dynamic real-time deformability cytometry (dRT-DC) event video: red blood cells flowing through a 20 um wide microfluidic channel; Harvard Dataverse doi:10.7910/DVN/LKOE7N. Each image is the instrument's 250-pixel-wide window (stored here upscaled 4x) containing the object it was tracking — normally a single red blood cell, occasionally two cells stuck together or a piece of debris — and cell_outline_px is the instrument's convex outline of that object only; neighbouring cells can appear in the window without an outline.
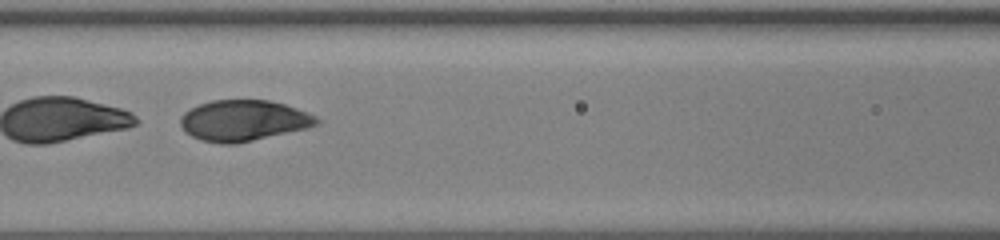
{"species": "human", "species_latin": "Homo sapiens", "temperature_condition": "warm", "stored_images_in_passage": 50, "segment_of_instrument_passage": [2, 2], "camera_frame_rate_fps": 3000, "um_per_image_px": 0.085, "donor": {"sex": "male"}, "frame": {"image": 1, "passage_image": 23, "time_ms": 7.333, "image_size_px": [1000, 240], "cell_outline_px": [[320, 124], [308, 128], [236, 144], [220, 144], [200, 140], [184, 132], [180, 124], [180, 116], [184, 112], [200, 104], [212, 100], [268, 100], [284, 104], [296, 108], [316, 116], [320, 120]], "centroid_in_image_um": [20.69, 10.26], "position_along_channel_um": 145.9, "area_um2": 32.6}}